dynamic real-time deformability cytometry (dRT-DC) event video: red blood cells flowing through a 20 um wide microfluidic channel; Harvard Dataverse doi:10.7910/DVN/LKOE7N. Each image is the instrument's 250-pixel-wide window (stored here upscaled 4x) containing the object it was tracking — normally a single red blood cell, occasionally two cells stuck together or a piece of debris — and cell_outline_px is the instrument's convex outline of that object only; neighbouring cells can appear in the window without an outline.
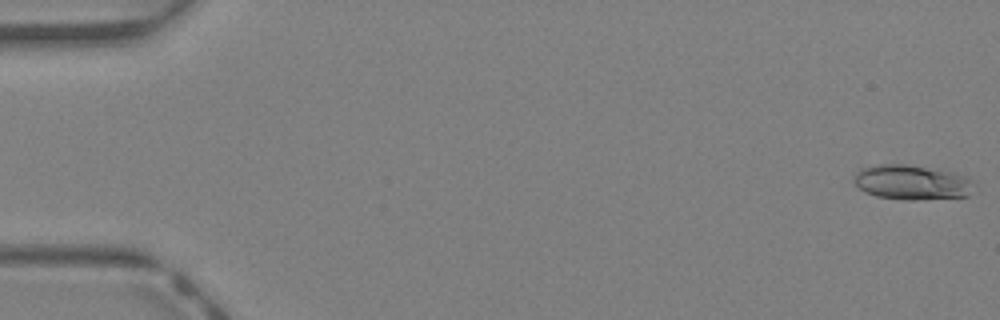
{"species": "Egyptian fruit bat (a non-hibernating species)", "species_latin": "Rousettus aegyptiacus", "temperature_condition": "warm", "stored_images_in_passage": 44, "camera_frame_rate_fps": 3000, "um_per_image_px": 0.085, "animal": {"sex": "female"}, "frame": {"image": 1, "passage_image": 1, "time_ms": 0.0, "image_size_px": [1000, 320], "cell_outline_px": [[972, 180], [968, 196], [916, 200], [904, 200], [876, 196], [864, 192], [852, 180], [856, 172], [860, 168], [880, 164], [904, 164], [968, 176]], "centroid_in_image_um": [77.43, 15.51], "position_along_channel_um": 7.6, "area_um2": 23.99}}
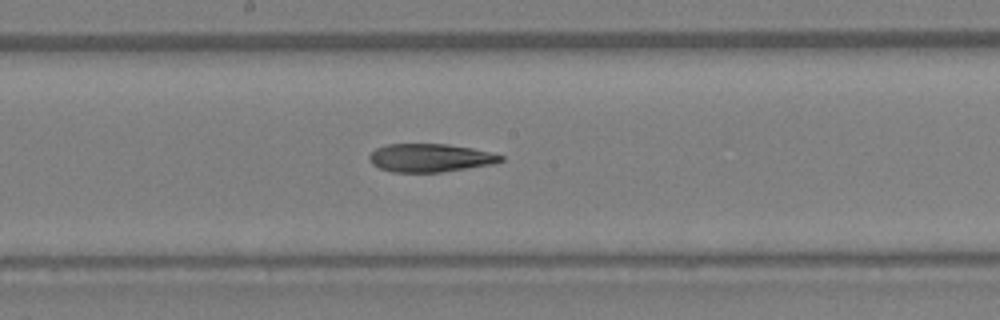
{"frame": {"image": 2, "passage_image": 24, "time_ms": 7.667, "image_size_px": [1000, 320], "cell_outline_px": [[504, 160], [496, 164], [440, 172], [392, 172], [380, 168], [372, 164], [368, 160], [368, 156], [376, 148], [388, 144], [448, 144], [472, 148], [504, 156]], "centroid_in_image_um": [36.57, 13.42], "position_along_channel_um": 211.6, "area_um2": 21.68}}
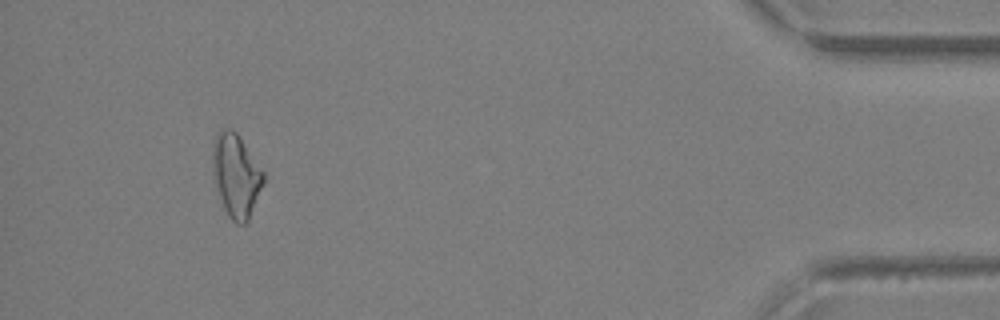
{"frame": {"image": 3, "passage_image": 41, "time_ms": 13.333, "image_size_px": [1000, 320], "cell_outline_px": [[264, 184], [248, 220], [244, 224], [236, 224], [228, 216], [224, 208], [216, 184], [212, 156], [212, 148], [216, 132], [224, 128], [232, 128], [236, 132], [264, 172]], "centroid_in_image_um": [20.08, 14.9], "position_along_channel_um": 415.1, "area_um2": 24.33}, "authors_computed_cell_mechanics": {"area_um2": 22.6576, "velocity_mm_per_s": 4.7429, "shape_relaxation_time_tau1_ms": null, "shape_relaxation_time_tau2_ms": 6.2951, "deformation_change_tau1": null, "deformation_change_tau2": 0.1985}}